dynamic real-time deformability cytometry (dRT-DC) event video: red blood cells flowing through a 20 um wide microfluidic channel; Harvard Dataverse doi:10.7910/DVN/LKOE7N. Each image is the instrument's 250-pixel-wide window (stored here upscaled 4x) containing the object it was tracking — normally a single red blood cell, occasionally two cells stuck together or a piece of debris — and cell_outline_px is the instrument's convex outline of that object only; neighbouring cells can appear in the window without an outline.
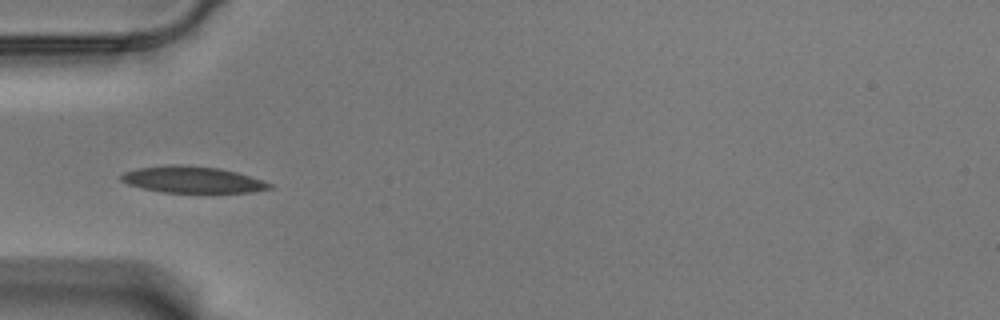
{"species": "Egyptian fruit bat (a non-hibernating species)", "species_latin": "Rousettus aegyptiacus", "temperature_condition": "warm", "stored_images_in_passage": 40, "camera_frame_rate_fps": 3000, "um_per_image_px": 0.085, "animal": {"sex": "male"}, "frame": {"image": 1, "passage_image": 1, "time_ms": 0.0, "image_size_px": [1000, 320], "cell_outline_px": [[272, 188], [252, 192], [160, 192], [128, 184], [120, 180], [120, 176], [124, 172], [136, 168], [164, 164], [180, 164], [220, 168], [236, 172], [272, 184]], "centroid_in_image_um": [16.29, 15.25], "position_along_channel_um": 68.7, "area_um2": 22.83}}
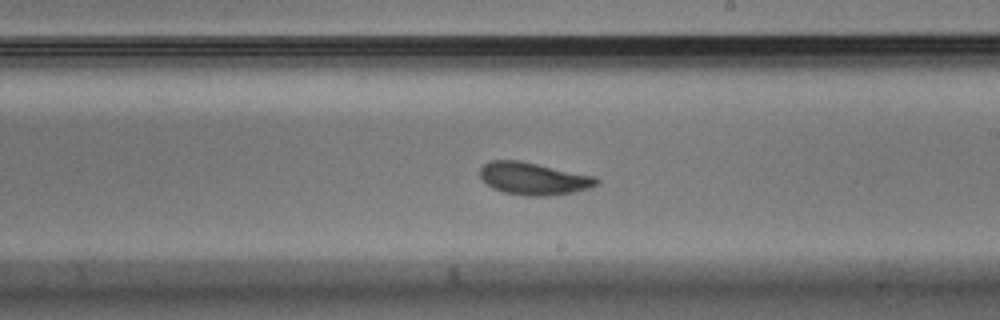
{"frame": {"image": 2, "passage_image": 16, "time_ms": 5.0, "image_size_px": [1000, 320], "cell_outline_px": [[600, 180], [596, 184], [588, 188], [572, 192], [548, 196], [528, 196], [504, 192], [492, 188], [480, 176], [480, 168], [484, 164], [492, 160], [520, 160], [596, 176]], "centroid_in_image_um": [45.35, 15.17], "position_along_channel_um": 243.6, "area_um2": 21.91}}
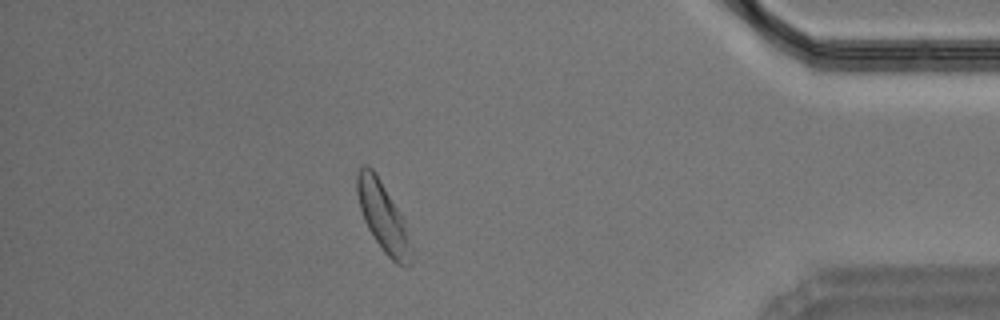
{"frame": {"image": 3, "passage_image": 33, "time_ms": 10.667, "image_size_px": [1000, 320], "cell_outline_px": [[412, 264], [408, 268], [396, 264], [384, 252], [372, 236], [364, 220], [360, 208], [356, 192], [356, 172], [364, 164], [372, 168], [376, 172], [400, 212], [404, 220], [412, 248]], "centroid_in_image_um": [32.56, 18.45], "position_along_channel_um": 402.6, "area_um2": 22.14}, "authors_computed_cell_mechanics": {"area_um2": 21.7039, "velocity_mm_per_s": 3.4943, "shape_relaxation_time_tau1_ms": 3.4194, "shape_relaxation_time_tau2_ms": 1.3374, "deformation_change_tau1": 0.1687, "deformation_change_tau2": 0.0827}}